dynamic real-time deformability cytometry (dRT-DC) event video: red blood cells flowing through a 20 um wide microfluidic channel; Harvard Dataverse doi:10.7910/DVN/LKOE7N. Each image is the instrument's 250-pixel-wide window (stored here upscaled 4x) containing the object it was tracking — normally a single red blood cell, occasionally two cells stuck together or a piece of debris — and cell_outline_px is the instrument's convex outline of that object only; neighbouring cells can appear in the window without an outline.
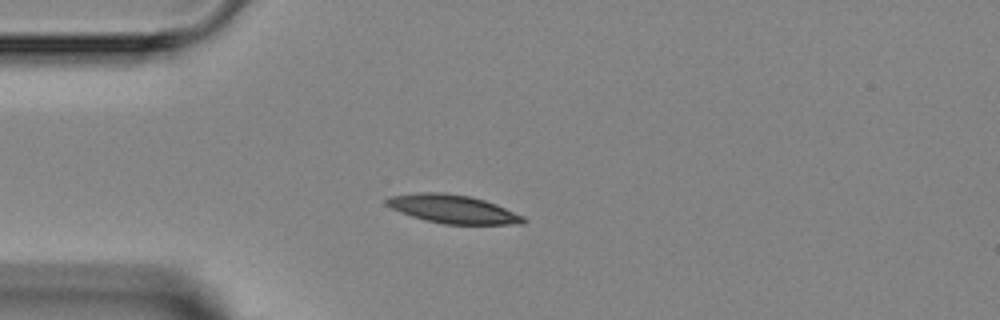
{"species": "Egyptian fruit bat (a non-hibernating species)", "species_latin": "Rousettus aegyptiacus", "temperature_condition": "room temperature", "stored_images_in_passage": 4, "camera_frame_rate_fps": 3000, "um_per_image_px": 0.085, "animal": {"sex": "female"}, "frame": {"image": 1, "passage_image": 3, "time_ms": 2.333, "image_size_px": [1000, 320], "cell_outline_px": [[528, 220], [524, 224], [444, 224], [412, 216], [400, 212], [384, 204], [384, 200], [388, 196], [416, 192], [444, 192], [468, 196], [484, 200], [496, 204], [524, 216]], "centroid_in_image_um": [38.48, 17.76], "position_along_channel_um": 46.5, "area_um2": 22.72}}